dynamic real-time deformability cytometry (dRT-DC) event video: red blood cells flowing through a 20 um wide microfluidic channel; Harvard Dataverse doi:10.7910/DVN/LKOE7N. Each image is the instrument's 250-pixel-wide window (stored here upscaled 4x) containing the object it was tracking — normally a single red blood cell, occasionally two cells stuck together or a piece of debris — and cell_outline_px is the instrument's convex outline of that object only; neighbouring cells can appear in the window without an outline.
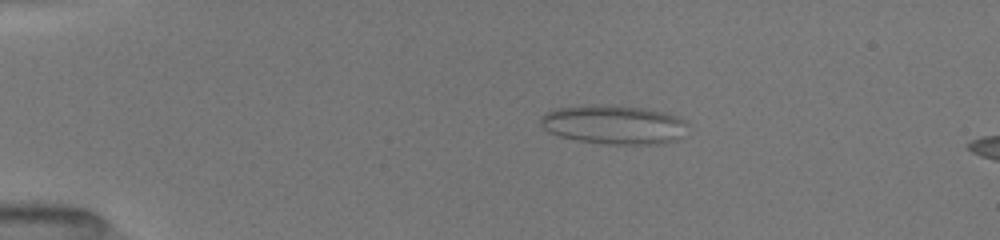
{"species": "common noctule bat (a hibernating species)", "species_latin": "Nyctalus noctula", "temperature_condition": "room temperature", "stored_images_in_passage": 13, "camera_frame_rate_fps": 3000, "um_per_image_px": 0.085, "animal": {"sex": "female", "body_mass_g": 19.5, "forearm_length_mm": 54.1}, "frame": {"image": 1, "passage_image": 8, "time_ms": 2.667, "image_size_px": [1000, 240], "cell_outline_px": [[688, 124], [676, 140], [656, 144], [608, 144], [576, 140], [560, 136], [548, 132], [540, 124], [540, 116], [548, 112], [560, 108], [600, 104], [612, 104], [644, 108], [664, 112], [684, 120]], "centroid_in_image_um": [52.14, 10.59], "position_along_channel_um": 32.9, "area_um2": 33.23}}